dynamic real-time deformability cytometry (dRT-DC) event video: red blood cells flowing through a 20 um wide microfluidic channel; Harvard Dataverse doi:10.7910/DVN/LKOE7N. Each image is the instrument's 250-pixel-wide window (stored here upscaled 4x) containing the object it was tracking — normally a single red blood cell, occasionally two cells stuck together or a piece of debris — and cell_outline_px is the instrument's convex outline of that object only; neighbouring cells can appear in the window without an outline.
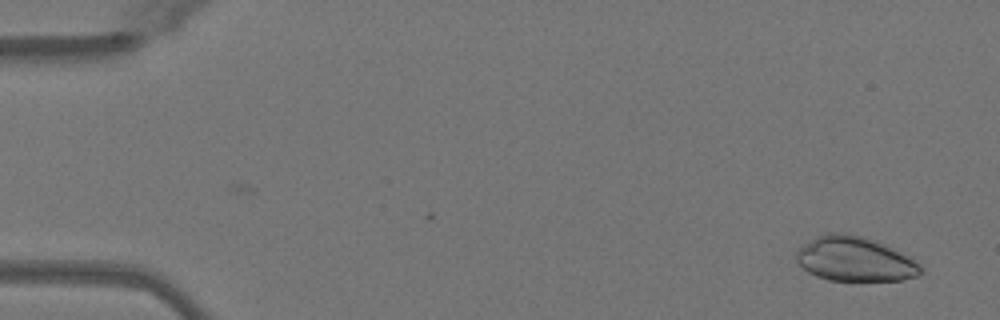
{"species": "Egyptian fruit bat (a non-hibernating species)", "species_latin": "Rousettus aegyptiacus", "temperature_condition": "warm", "stored_images_in_passage": 49, "camera_frame_rate_fps": 3000, "um_per_image_px": 0.085, "animal": {"sex": "female"}, "frame": {"image": 1, "passage_image": 2, "time_ms": 0.333, "image_size_px": [1000, 320], "cell_outline_px": [[924, 272], [920, 276], [900, 280], [828, 280], [816, 276], [808, 272], [796, 264], [796, 252], [804, 244], [828, 232], [844, 232], [864, 236], [908, 256], [916, 260], [924, 268]], "centroid_in_image_um": [72.67, 22.03], "position_along_channel_um": 12.3, "area_um2": 32.31}}
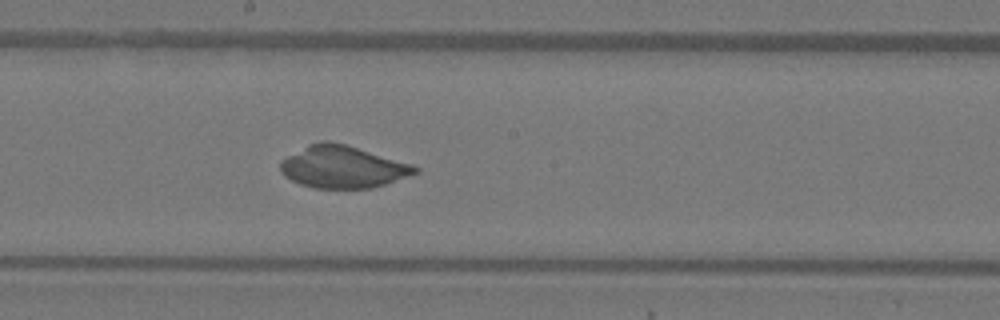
{"frame": {"image": 2, "passage_image": 27, "time_ms": 8.667, "image_size_px": [1000, 320], "cell_outline_px": [[420, 172], [372, 188], [312, 188], [300, 184], [284, 176], [280, 172], [280, 160], [308, 144], [320, 140], [328, 140], [344, 144], [412, 164], [420, 168]], "centroid_in_image_um": [29.1, 14.18], "position_along_channel_um": 219.1, "area_um2": 33.06}}
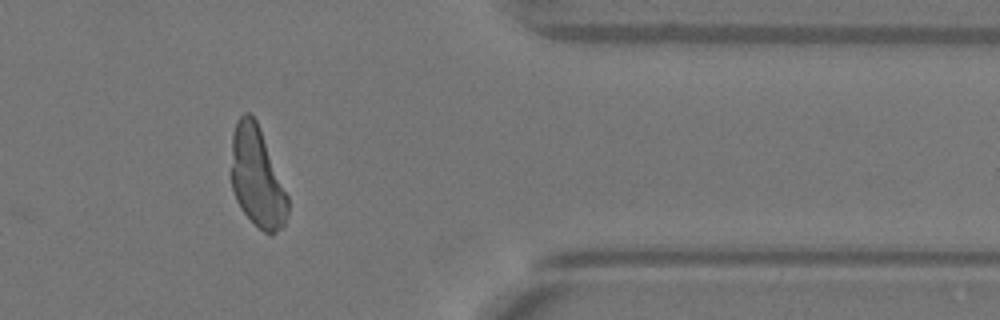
{"frame": {"image": 3, "passage_image": 41, "time_ms": 13.333, "image_size_px": [1000, 320], "cell_outline_px": [[288, 212], [284, 224], [272, 236], [264, 232], [240, 208], [236, 200], [232, 188], [232, 136], [236, 120], [244, 112], [248, 112], [256, 120], [260, 128], [288, 196]], "centroid_in_image_um": [21.85, 15.06], "position_along_channel_um": 389.6, "area_um2": 32.71}}